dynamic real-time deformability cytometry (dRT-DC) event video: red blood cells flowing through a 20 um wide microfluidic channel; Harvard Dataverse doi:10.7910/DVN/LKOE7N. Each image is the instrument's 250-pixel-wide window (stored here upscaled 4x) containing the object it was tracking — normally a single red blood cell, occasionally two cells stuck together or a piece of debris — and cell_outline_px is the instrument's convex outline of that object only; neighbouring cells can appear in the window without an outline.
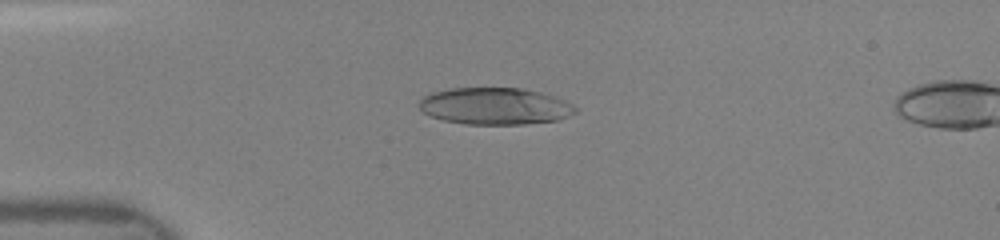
{"species": "human", "species_latin": "Homo sapiens", "temperature_condition": "room temperature", "stored_images_in_passage": 47, "camera_frame_rate_fps": 3000, "um_per_image_px": 0.085, "donor": {"sex": "female"}, "frame": {"image": 1, "passage_image": 12, "time_ms": 3.667, "image_size_px": [1000, 240], "cell_outline_px": [[576, 112], [560, 120], [524, 124], [464, 124], [444, 120], [432, 116], [424, 112], [420, 108], [420, 100], [424, 96], [432, 92], [452, 88], [524, 88], [556, 96], [572, 104], [576, 108]], "centroid_in_image_um": [42.11, 9.02], "position_along_channel_um": 42.9, "area_um2": 33.58}}
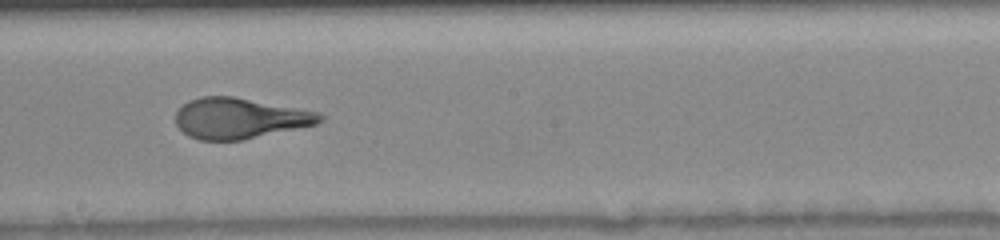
{"frame": {"image": 2, "passage_image": 27, "time_ms": 8.667, "image_size_px": [1000, 240], "cell_outline_px": [[324, 120], [316, 124], [240, 140], [200, 140], [188, 136], [176, 124], [176, 112], [188, 100], [200, 96], [232, 96], [320, 112], [324, 116]], "centroid_in_image_um": [20.36, 10.04], "position_along_channel_um": 227.8, "area_um2": 33.93}}
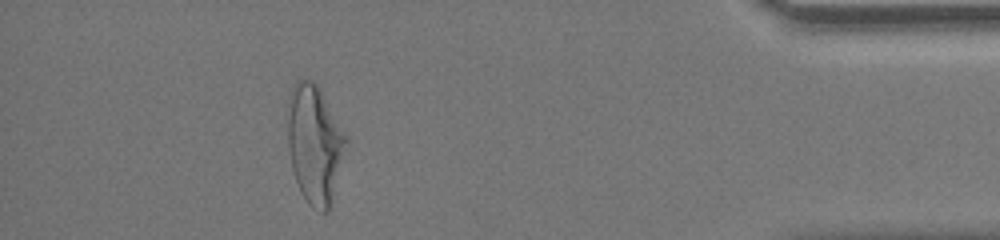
{"frame": {"image": 3, "passage_image": 43, "time_ms": 14.0, "image_size_px": [1000, 240], "cell_outline_px": [[348, 140], [328, 212], [320, 212], [312, 208], [308, 204], [300, 192], [292, 168], [288, 148], [288, 100], [292, 88], [300, 80], [312, 80], [316, 84], [348, 136]], "centroid_in_image_um": [26.74, 12.27], "position_along_channel_um": 408.5, "area_um2": 39.88}}